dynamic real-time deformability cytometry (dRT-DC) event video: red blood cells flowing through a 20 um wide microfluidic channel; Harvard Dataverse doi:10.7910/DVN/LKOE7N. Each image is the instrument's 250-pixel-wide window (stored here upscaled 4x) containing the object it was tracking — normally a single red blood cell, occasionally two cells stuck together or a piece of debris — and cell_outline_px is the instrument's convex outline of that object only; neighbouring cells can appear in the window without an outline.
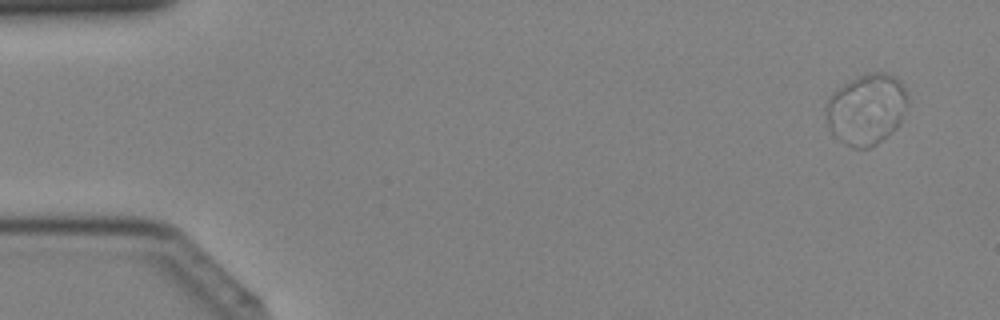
{"species": "Egyptian fruit bat (a non-hibernating species)", "species_latin": "Rousettus aegyptiacus", "temperature_condition": "cold", "stored_images_in_passage": 4, "camera_frame_rate_fps": 3000, "um_per_image_px": 0.085, "animal": {"sex": "female"}, "frame": {"image": 1, "passage_image": 1, "time_ms": 0.0, "image_size_px": [1000, 320], "cell_outline_px": [[908, 100], [900, 120], [896, 128], [892, 132], [876, 144], [868, 148], [852, 148], [844, 144], [832, 136], [828, 124], [824, 108], [832, 92], [836, 88], [864, 72], [884, 72], [896, 76], [904, 84], [908, 92]], "centroid_in_image_um": [73.63, 9.26], "position_along_channel_um": 11.4, "area_um2": 34.33}}
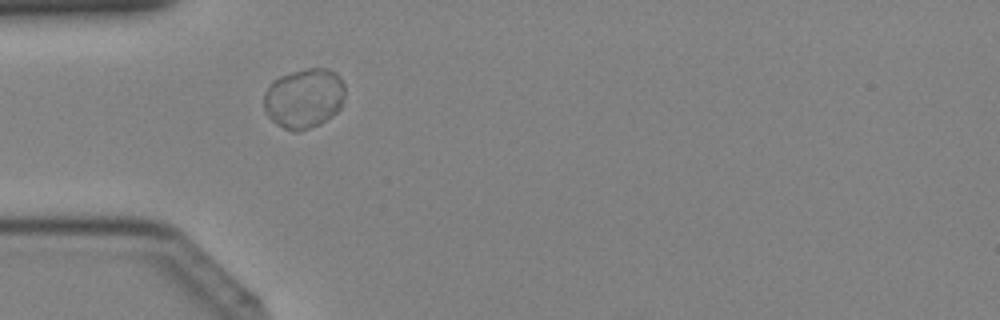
{"frame": {"image": 2, "passage_image": 4, "time_ms": 1.0, "image_size_px": [1000, 320], "cell_outline_px": [[344, 100], [340, 108], [332, 116], [320, 124], [296, 132], [292, 132], [276, 124], [264, 112], [264, 96], [268, 88], [280, 76], [308, 68], [328, 68], [336, 72], [340, 76], [344, 84]], "centroid_in_image_um": [25.87, 8.36], "position_along_channel_um": 59.1, "area_um2": 28.26}}